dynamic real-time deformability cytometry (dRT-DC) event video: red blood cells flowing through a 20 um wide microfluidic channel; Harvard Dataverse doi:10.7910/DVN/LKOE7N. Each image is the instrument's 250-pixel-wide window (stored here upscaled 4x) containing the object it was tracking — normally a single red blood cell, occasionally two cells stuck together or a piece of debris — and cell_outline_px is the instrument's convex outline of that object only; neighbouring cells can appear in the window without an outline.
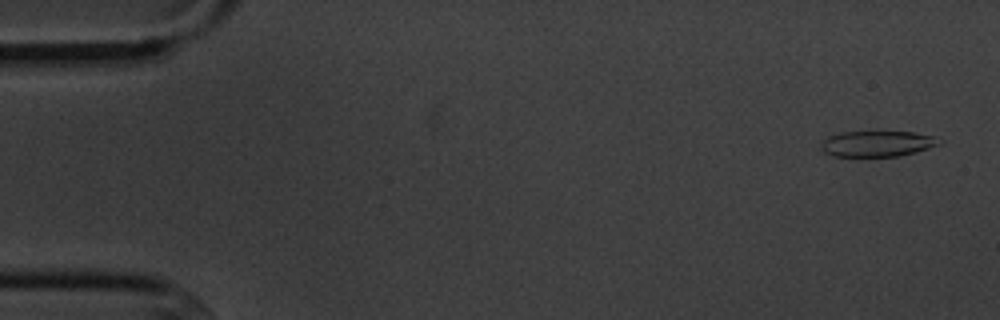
{"species": "common noctule bat (a hibernating species)", "species_latin": "Nyctalus noctula", "temperature_condition": "cold", "stored_images_in_passage": 4, "camera_frame_rate_fps": 3000, "um_per_image_px": 0.085, "animal": {"sex": "male", "body_mass_g": 20.1, "forearm_length_mm": 53.5}, "frame": {"image": 1, "passage_image": 1, "time_ms": 0.0, "image_size_px": [1000, 320], "cell_outline_px": [[944, 140], [940, 144], [928, 148], [900, 156], [832, 156], [824, 152], [820, 148], [820, 144], [828, 136], [840, 132], [876, 128], [912, 132], [936, 136]], "centroid_in_image_um": [74.57, 12.15], "position_along_channel_um": 10.4, "area_um2": 18.84}}